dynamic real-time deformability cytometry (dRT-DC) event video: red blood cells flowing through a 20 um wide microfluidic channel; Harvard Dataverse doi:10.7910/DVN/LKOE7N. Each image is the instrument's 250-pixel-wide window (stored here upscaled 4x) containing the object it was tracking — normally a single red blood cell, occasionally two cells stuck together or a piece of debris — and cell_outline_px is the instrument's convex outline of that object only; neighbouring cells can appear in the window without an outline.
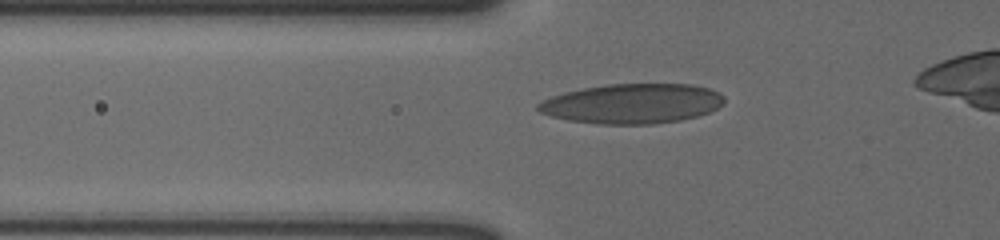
{"species": "human", "species_latin": "Homo sapiens", "temperature_condition": "cold", "stored_images_in_passage": 12, "camera_frame_rate_fps": 3000, "um_per_image_px": 0.085, "donor": {"sex": "male"}, "frame": {"image": 1, "passage_image": 2, "time_ms": 0.333, "image_size_px": [1000, 240], "cell_outline_px": [[724, 104], [708, 112], [696, 116], [680, 120], [652, 124], [600, 124], [568, 120], [552, 116], [540, 112], [536, 108], [536, 104], [552, 96], [564, 92], [584, 88], [608, 84], [692, 84], [708, 88], [724, 96]], "centroid_in_image_um": [53.73, 8.8], "position_along_channel_um": 72.1, "area_um2": 43.0}}
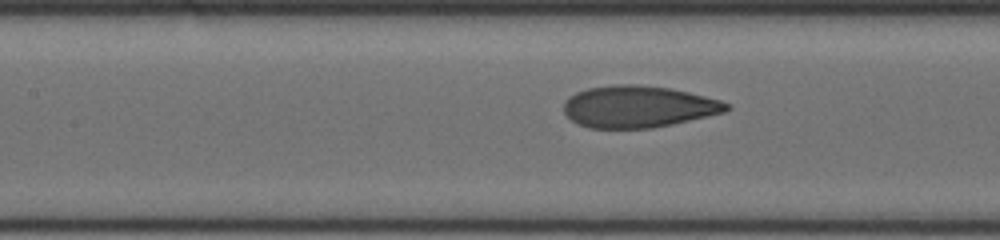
{"frame": {"image": 2, "passage_image": 8, "time_ms": 2.333, "image_size_px": [1000, 240], "cell_outline_px": [[732, 108], [724, 112], [672, 124], [652, 128], [588, 128], [576, 124], [564, 112], [564, 100], [568, 96], [576, 92], [588, 88], [616, 84], [640, 84], [668, 88], [688, 92], [720, 100], [728, 104]], "centroid_in_image_um": [54.21, 9.06], "position_along_channel_um": 153.2, "area_um2": 39.65}}
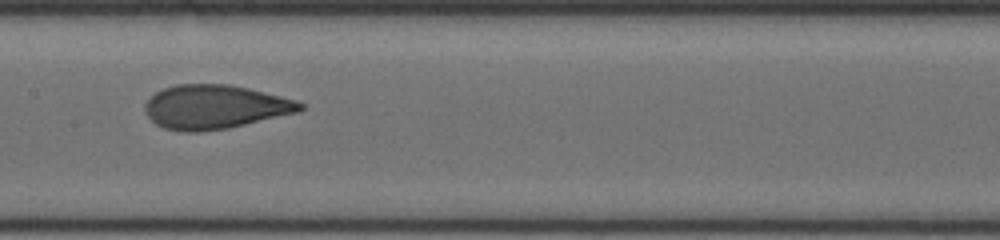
{"frame": {"image": 3, "passage_image": 11, "time_ms": 3.333, "image_size_px": [1000, 240], "cell_outline_px": [[304, 108], [300, 112], [228, 128], [200, 132], [180, 132], [164, 128], [156, 124], [144, 112], [144, 104], [156, 92], [164, 88], [176, 84], [228, 84], [248, 88], [296, 100], [304, 104]], "centroid_in_image_um": [18.26, 9.1], "position_along_channel_um": 189.1, "area_um2": 39.88}}